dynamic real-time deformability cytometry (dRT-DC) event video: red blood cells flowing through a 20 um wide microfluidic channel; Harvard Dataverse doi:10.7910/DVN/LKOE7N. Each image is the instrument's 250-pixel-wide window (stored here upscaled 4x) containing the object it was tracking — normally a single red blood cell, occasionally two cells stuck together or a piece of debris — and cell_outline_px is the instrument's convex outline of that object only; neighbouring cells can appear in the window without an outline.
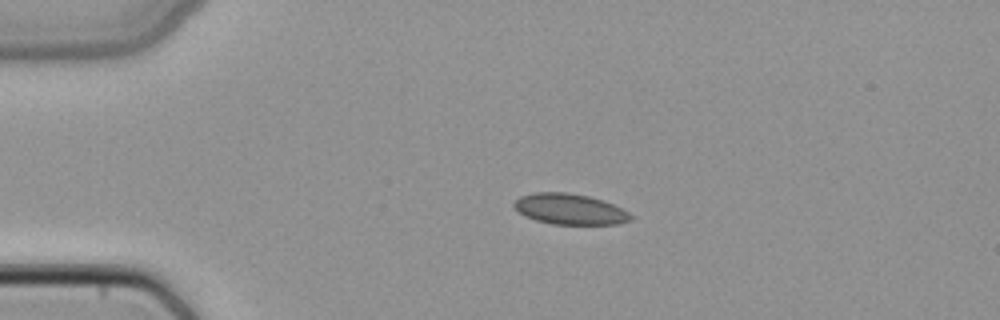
{"species": "common noctule bat (a hibernating species)", "species_latin": "Nyctalus noctula", "temperature_condition": "cold", "stored_images_in_passage": 3, "camera_frame_rate_fps": 3000, "um_per_image_px": 0.085, "animal": {"sex": "female", "body_mass_g": 22.7, "forearm_length_mm": 54.2}, "frame": {"image": 1, "passage_image": 2, "time_ms": 0.333, "image_size_px": [1000, 320], "cell_outline_px": [[632, 220], [616, 224], [552, 224], [536, 220], [524, 216], [512, 204], [520, 196], [532, 192], [568, 192], [588, 196], [604, 200], [628, 212], [632, 216]], "centroid_in_image_um": [48.42, 17.77], "position_along_channel_um": 36.6, "area_um2": 20.87}}